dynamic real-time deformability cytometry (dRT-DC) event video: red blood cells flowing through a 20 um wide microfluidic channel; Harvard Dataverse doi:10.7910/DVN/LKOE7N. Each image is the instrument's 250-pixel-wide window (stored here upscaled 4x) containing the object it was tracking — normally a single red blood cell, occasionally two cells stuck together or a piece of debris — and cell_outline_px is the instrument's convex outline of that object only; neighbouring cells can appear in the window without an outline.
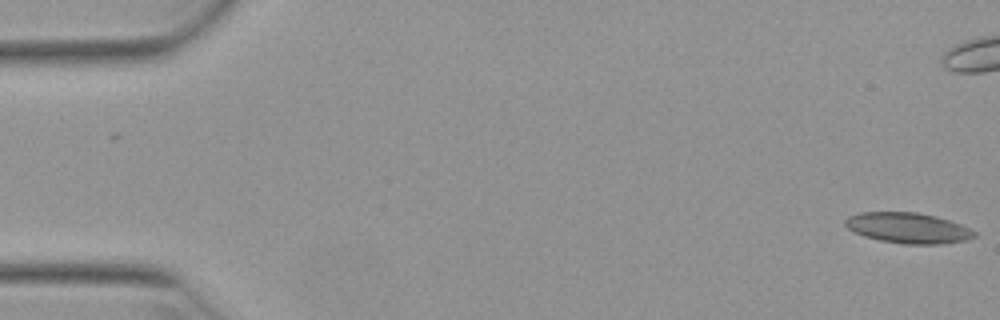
{"species": "Egyptian fruit bat (a non-hibernating species)", "species_latin": "Rousettus aegyptiacus", "temperature_condition": "warm", "stored_images_in_passage": 15, "camera_frame_rate_fps": 3000, "um_per_image_px": 0.085, "animal": {"sex": "female"}, "frame": {"image": 1, "passage_image": 1, "time_ms": 0.0, "image_size_px": [1000, 320], "cell_outline_px": [[976, 236], [968, 240], [944, 244], [904, 244], [880, 240], [864, 236], [848, 228], [844, 224], [844, 220], [848, 216], [860, 212], [916, 212], [936, 216], [960, 224], [976, 232]], "centroid_in_image_um": [77.19, 19.38], "position_along_channel_um": 7.8, "area_um2": 23.0}}